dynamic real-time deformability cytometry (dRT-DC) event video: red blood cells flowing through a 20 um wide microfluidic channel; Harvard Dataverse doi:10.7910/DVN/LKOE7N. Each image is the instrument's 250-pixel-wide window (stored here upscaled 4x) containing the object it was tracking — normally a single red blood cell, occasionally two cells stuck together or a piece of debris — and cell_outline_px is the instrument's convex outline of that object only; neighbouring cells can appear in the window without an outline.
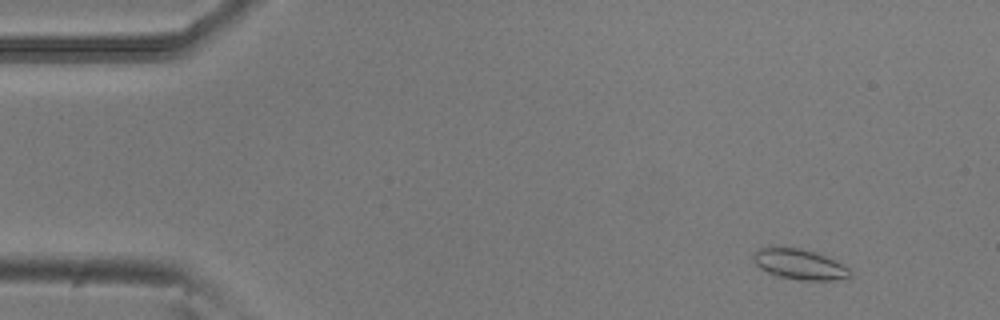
{"species": "common noctule bat (a hibernating species)", "species_latin": "Nyctalus noctula", "temperature_condition": "room temperature", "stored_images_in_passage": 5, "camera_frame_rate_fps": 3000, "um_per_image_px": 0.085, "animal": {"sex": "male", "body_mass_g": 20.5, "forearm_length_mm": 52.5}, "frame": {"image": 1, "passage_image": 2, "time_ms": 0.333, "image_size_px": [1000, 320], "cell_outline_px": [[852, 276], [848, 280], [804, 280], [780, 276], [768, 272], [760, 268], [752, 260], [752, 256], [760, 248], [772, 244], [800, 248], [816, 252], [848, 268], [852, 272]], "centroid_in_image_um": [67.94, 22.43], "position_along_channel_um": 17.1, "area_um2": 17.4}}